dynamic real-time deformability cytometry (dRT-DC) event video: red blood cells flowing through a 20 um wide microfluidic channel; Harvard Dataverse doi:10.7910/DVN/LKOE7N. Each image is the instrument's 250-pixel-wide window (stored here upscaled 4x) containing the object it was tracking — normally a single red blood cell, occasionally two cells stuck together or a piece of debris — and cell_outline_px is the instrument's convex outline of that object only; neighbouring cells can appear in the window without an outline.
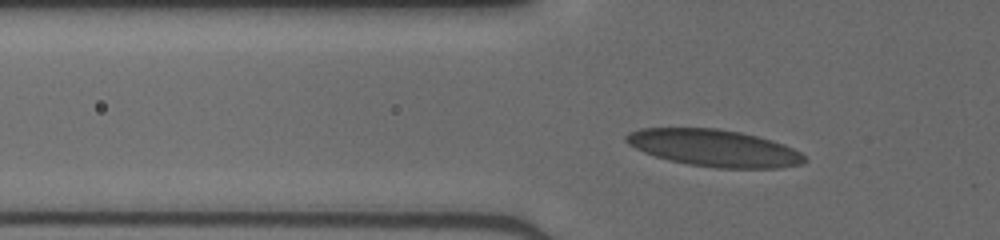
{"species": "human", "species_latin": "Homo sapiens", "temperature_condition": "cold", "stored_images_in_passage": 39, "camera_frame_rate_fps": 3000, "um_per_image_px": 0.085, "donor": {"sex": "male"}, "frame": {"image": 1, "passage_image": 7, "time_ms": 2.0, "image_size_px": [1000, 240], "cell_outline_px": [[808, 160], [800, 164], [780, 168], [716, 168], [688, 164], [668, 160], [644, 152], [628, 144], [624, 140], [624, 136], [628, 132], [640, 128], [716, 128], [740, 132], [772, 140], [784, 144], [800, 152]], "centroid_in_image_um": [60.68, 12.58], "position_along_channel_um": 65.1, "area_um2": 38.44}}
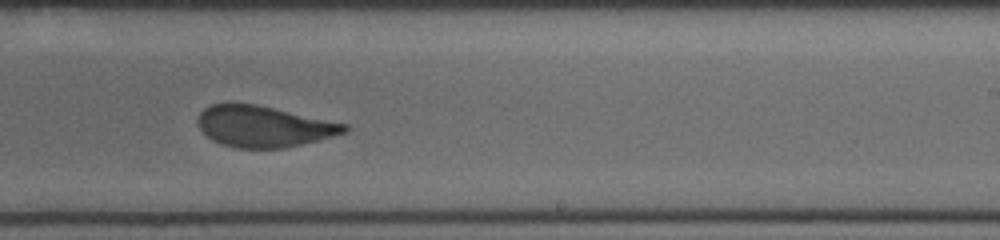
{"frame": {"image": 2, "passage_image": 22, "time_ms": 7.0, "image_size_px": [1000, 240], "cell_outline_px": [[348, 132], [284, 148], [236, 148], [220, 144], [212, 140], [200, 128], [196, 120], [200, 112], [204, 108], [212, 104], [256, 104], [348, 124]], "centroid_in_image_um": [22.4, 10.75], "position_along_channel_um": 266.6, "area_um2": 34.85}}
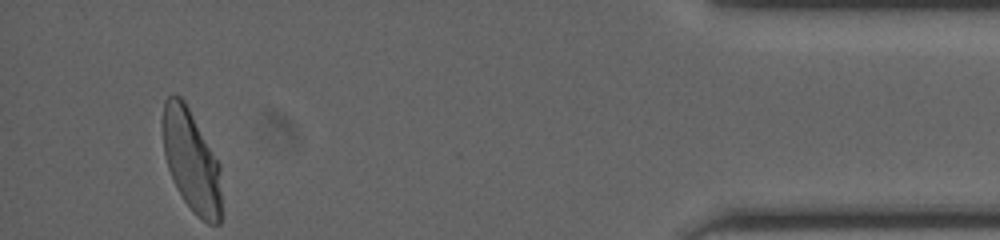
{"frame": {"image": 3, "passage_image": 37, "time_ms": 12.0, "image_size_px": [1000, 240], "cell_outline_px": [[220, 224], [208, 224], [196, 216], [184, 200], [176, 188], [172, 180], [168, 168], [164, 152], [160, 120], [164, 100], [168, 96], [180, 96], [184, 100], [220, 164]], "centroid_in_image_um": [16.22, 13.64], "position_along_channel_um": 419.0, "area_um2": 35.14}}